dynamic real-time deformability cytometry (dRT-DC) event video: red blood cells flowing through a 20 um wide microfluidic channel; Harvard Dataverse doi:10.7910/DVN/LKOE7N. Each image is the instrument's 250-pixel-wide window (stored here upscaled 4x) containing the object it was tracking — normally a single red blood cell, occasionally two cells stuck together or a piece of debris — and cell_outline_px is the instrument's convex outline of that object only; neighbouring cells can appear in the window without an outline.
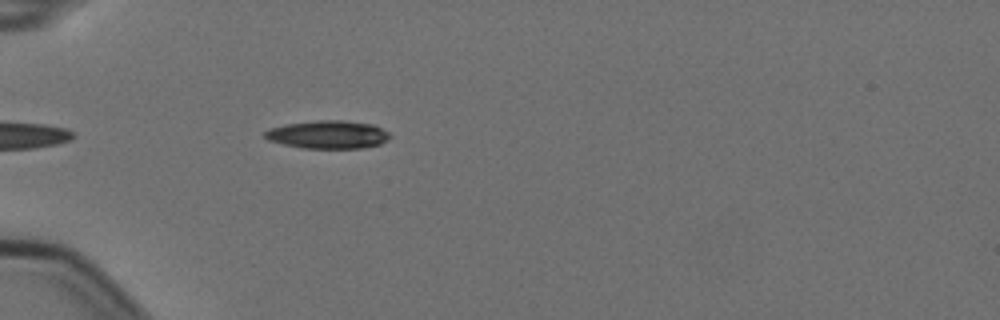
{"species": "Egyptian fruit bat (a non-hibernating species)", "species_latin": "Rousettus aegyptiacus", "temperature_condition": "cold", "stored_images_in_passage": 2, "camera_frame_rate_fps": 3000, "um_per_image_px": 0.085, "animal": {"sex": "female"}, "frame": {"image": 1, "passage_image": 2, "time_ms": 0.333, "image_size_px": [1000, 320], "cell_outline_px": [[392, 136], [388, 140], [380, 144], [364, 148], [300, 148], [268, 140], [264, 136], [264, 132], [272, 128], [288, 124], [316, 120], [344, 120], [372, 124], [388, 132]], "centroid_in_image_um": [27.91, 11.44], "position_along_channel_um": 57.1, "area_um2": 20.4}}